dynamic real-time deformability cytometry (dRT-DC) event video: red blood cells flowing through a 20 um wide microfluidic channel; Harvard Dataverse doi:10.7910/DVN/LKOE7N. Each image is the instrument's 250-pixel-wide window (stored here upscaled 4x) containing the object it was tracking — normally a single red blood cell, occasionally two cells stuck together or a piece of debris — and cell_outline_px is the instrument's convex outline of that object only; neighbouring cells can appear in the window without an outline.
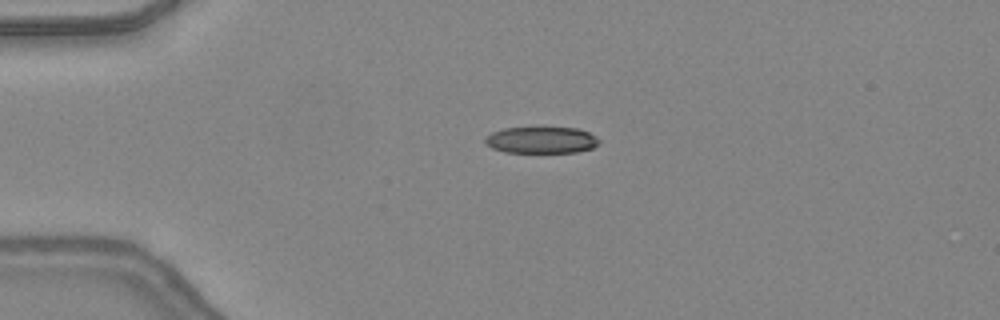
{"species": "common noctule bat (a hibernating species)", "species_latin": "Nyctalus noctula", "temperature_condition": "warm", "stored_images_in_passage": 18, "camera_frame_rate_fps": 3000, "um_per_image_px": 0.085, "animal": {"sex": "female", "body_mass_g": 24.6, "forearm_length_mm": 56.2}, "frame": {"image": 1, "passage_image": 1, "time_ms": 0.0, "image_size_px": [1000, 320], "cell_outline_px": [[600, 144], [592, 148], [576, 152], [504, 152], [492, 148], [484, 140], [492, 132], [504, 128], [576, 128], [588, 132], [596, 136], [600, 140]], "centroid_in_image_um": [46.05, 11.91], "position_along_channel_um": 38.9, "area_um2": 17.46}}
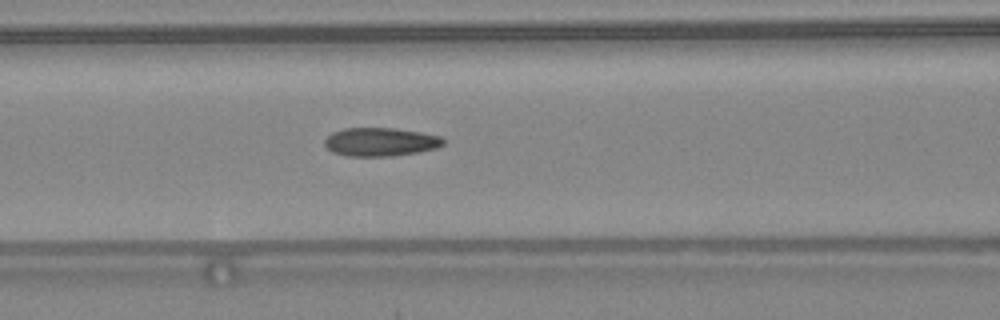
{"frame": {"image": 2, "passage_image": 10, "time_ms": 3.0, "image_size_px": [1000, 320], "cell_outline_px": [[444, 144], [436, 148], [416, 152], [392, 156], [348, 156], [332, 152], [324, 144], [324, 140], [332, 132], [344, 128], [396, 128], [420, 132], [440, 136], [444, 140]], "centroid_in_image_um": [32.32, 12.06], "position_along_channel_um": 134.3, "area_um2": 19.65}}
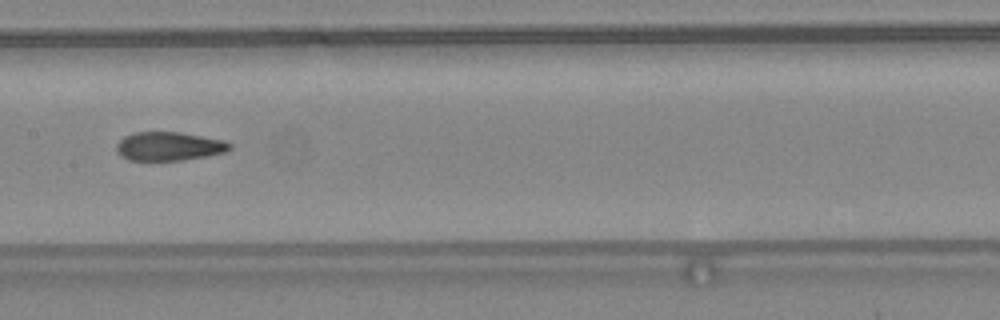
{"frame": {"image": 3, "passage_image": 14, "time_ms": 4.333, "image_size_px": [1000, 320], "cell_outline_px": [[232, 148], [224, 152], [184, 160], [128, 160], [120, 156], [116, 152], [116, 144], [124, 136], [132, 132], [180, 132], [224, 140], [232, 144]], "centroid_in_image_um": [14.33, 12.43], "position_along_channel_um": 193.1, "area_um2": 19.02}}